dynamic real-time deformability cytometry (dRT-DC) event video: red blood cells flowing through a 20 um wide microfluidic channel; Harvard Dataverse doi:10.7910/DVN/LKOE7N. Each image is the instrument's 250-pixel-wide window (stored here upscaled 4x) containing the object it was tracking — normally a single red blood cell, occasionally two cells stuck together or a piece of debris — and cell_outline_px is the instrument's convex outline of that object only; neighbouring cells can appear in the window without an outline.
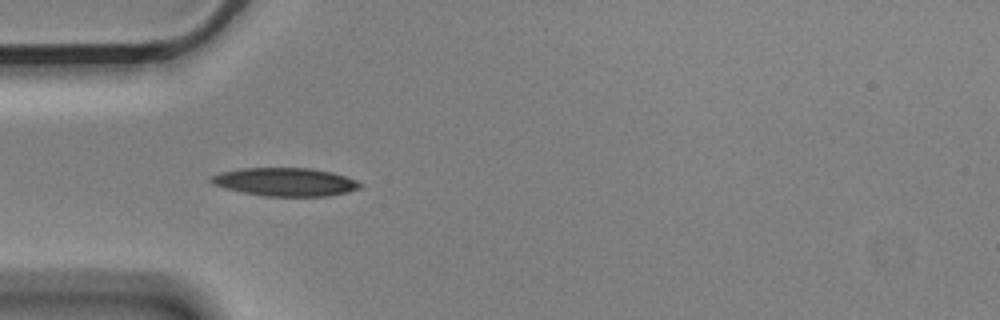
{"species": "Egyptian fruit bat (a non-hibernating species)", "species_latin": "Rousettus aegyptiacus", "temperature_condition": "cold", "stored_images_in_passage": 3, "camera_frame_rate_fps": 3000, "um_per_image_px": 0.085, "animal": {"sex": "male"}, "frame": {"image": 1, "passage_image": 2, "time_ms": 0.333, "image_size_px": [1000, 320], "cell_outline_px": [[364, 184], [360, 188], [348, 192], [328, 196], [264, 196], [224, 188], [212, 184], [208, 180], [212, 176], [220, 172], [244, 168], [312, 168], [332, 172], [356, 180]], "centroid_in_image_um": [24.26, 15.46], "position_along_channel_um": 60.7, "area_um2": 24.57}}
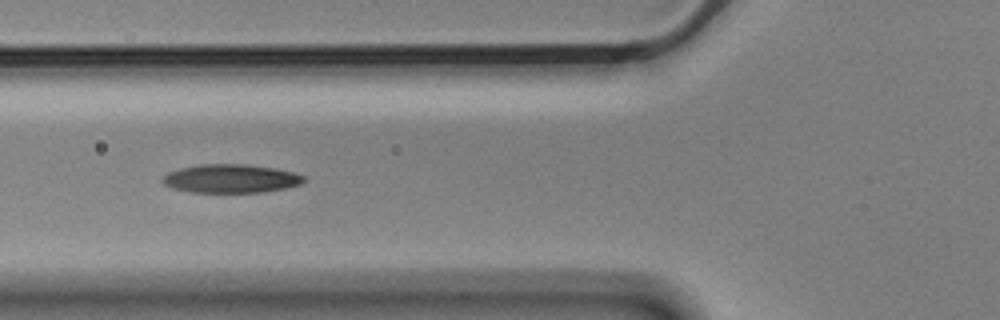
{"frame": {"image": 2, "passage_image": 3, "time_ms": 0.667, "image_size_px": [1000, 320], "cell_outline_px": [[308, 180], [300, 184], [284, 188], [264, 192], [192, 192], [172, 188], [164, 184], [160, 180], [168, 172], [180, 168], [200, 164], [244, 164], [276, 168], [292, 172], [304, 176]], "centroid_in_image_um": [19.62, 15.17], "position_along_channel_um": 106.2, "area_um2": 23.52}}